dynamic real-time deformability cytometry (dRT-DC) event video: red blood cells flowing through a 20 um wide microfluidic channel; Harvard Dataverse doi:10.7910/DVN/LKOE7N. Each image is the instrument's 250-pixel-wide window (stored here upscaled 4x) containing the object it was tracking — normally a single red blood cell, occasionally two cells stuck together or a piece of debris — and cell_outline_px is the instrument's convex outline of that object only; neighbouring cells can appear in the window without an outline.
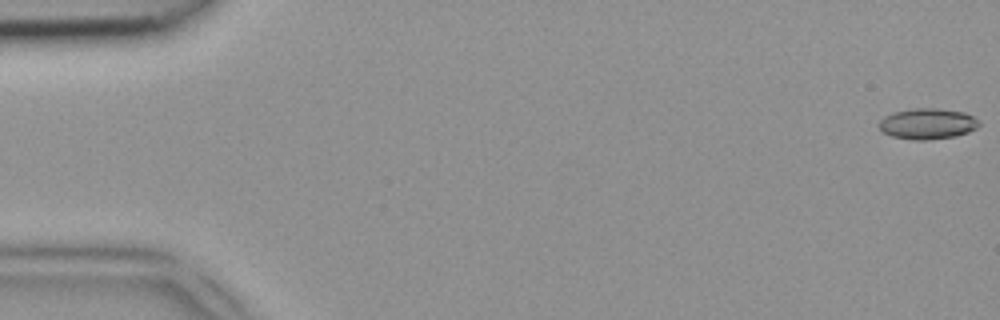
{"species": "common noctule bat (a hibernating species)", "species_latin": "Nyctalus noctula", "temperature_condition": "room temperature", "stored_images_in_passage": 46, "camera_frame_rate_fps": 3000, "um_per_image_px": 0.085, "animal": {"sex": "female", "body_mass_g": 18.4}, "frame": {"image": 1, "passage_image": 1, "time_ms": 0.0, "image_size_px": [1000, 320], "cell_outline_px": [[980, 124], [976, 128], [968, 132], [956, 136], [924, 140], [912, 140], [892, 136], [884, 132], [880, 128], [880, 120], [884, 116], [892, 112], [916, 108], [936, 108], [964, 112], [980, 120]], "centroid_in_image_um": [78.85, 10.51], "position_along_channel_um": 6.1, "area_um2": 17.92}}
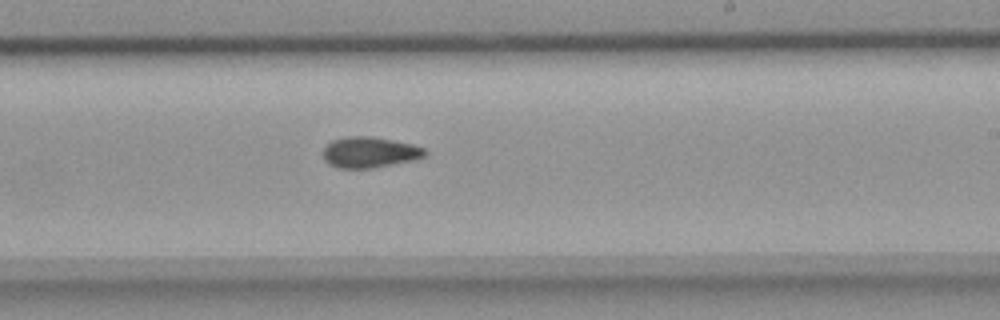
{"frame": {"image": 2, "passage_image": 29, "time_ms": 9.333, "image_size_px": [1000, 320], "cell_outline_px": [[428, 152], [424, 156], [412, 160], [372, 168], [336, 168], [328, 164], [324, 160], [324, 148], [332, 140], [348, 136], [372, 136], [412, 144], [424, 148]], "centroid_in_image_um": [31.39, 12.94], "position_along_channel_um": 257.6, "area_um2": 18.21}}
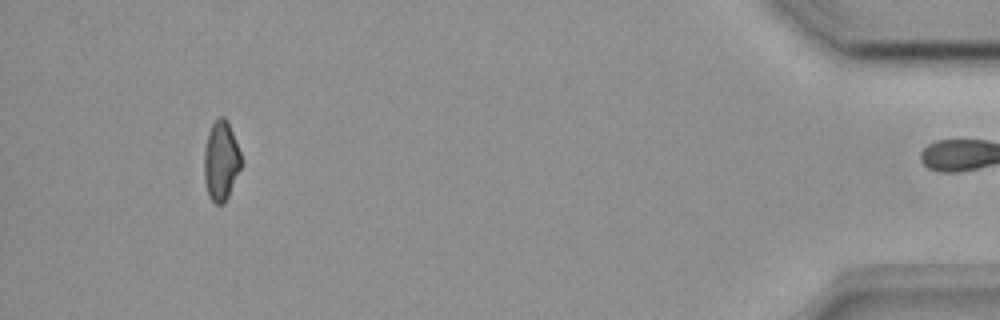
{"frame": {"image": 3, "passage_image": 45, "time_ms": 14.667, "image_size_px": [1000, 320], "cell_outline_px": [[240, 168], [228, 196], [224, 204], [216, 204], [208, 196], [204, 180], [204, 152], [208, 132], [212, 124], [220, 116], [224, 116], [232, 132], [240, 152]], "centroid_in_image_um": [18.76, 13.69], "position_along_channel_um": 416.4, "area_um2": 16.88}}